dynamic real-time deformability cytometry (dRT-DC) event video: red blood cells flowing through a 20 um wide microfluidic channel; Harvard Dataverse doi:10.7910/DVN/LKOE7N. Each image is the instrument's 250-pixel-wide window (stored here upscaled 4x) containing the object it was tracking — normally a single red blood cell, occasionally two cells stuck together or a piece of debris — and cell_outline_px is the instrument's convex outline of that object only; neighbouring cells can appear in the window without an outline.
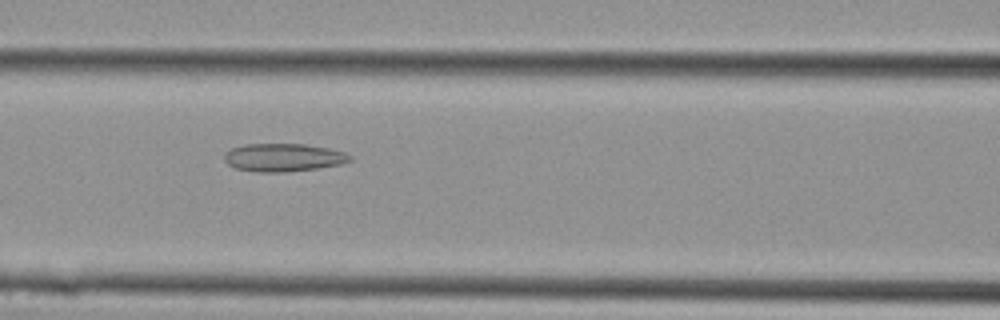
{"species": "Egyptian fruit bat (a non-hibernating species)", "species_latin": "Rousettus aegyptiacus", "temperature_condition": "cold", "stored_images_in_passage": 17, "camera_frame_rate_fps": 3000, "um_per_image_px": 0.085, "animal": {"sex": "female"}, "frame": {"image": 1, "passage_image": 5, "time_ms": 1.333, "image_size_px": [1000, 320], "cell_outline_px": [[352, 160], [340, 164], [316, 168], [284, 172], [256, 172], [236, 168], [228, 164], [224, 160], [224, 152], [232, 148], [244, 144], [304, 144], [328, 148], [344, 152], [352, 156]], "centroid_in_image_um": [24.06, 13.38], "position_along_channel_um": 142.5, "area_um2": 20.46}}
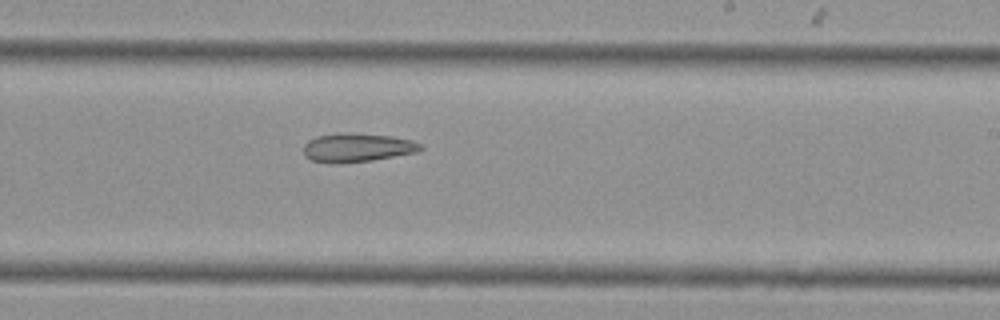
{"frame": {"image": 2, "passage_image": 10, "time_ms": 3.0, "image_size_px": [1000, 320], "cell_outline_px": [[424, 148], [416, 152], [372, 160], [312, 160], [304, 156], [304, 144], [308, 140], [316, 136], [340, 132], [352, 132], [392, 136], [412, 140], [420, 144]], "centroid_in_image_um": [30.4, 12.47], "position_along_channel_um": 258.6, "area_um2": 18.9}}
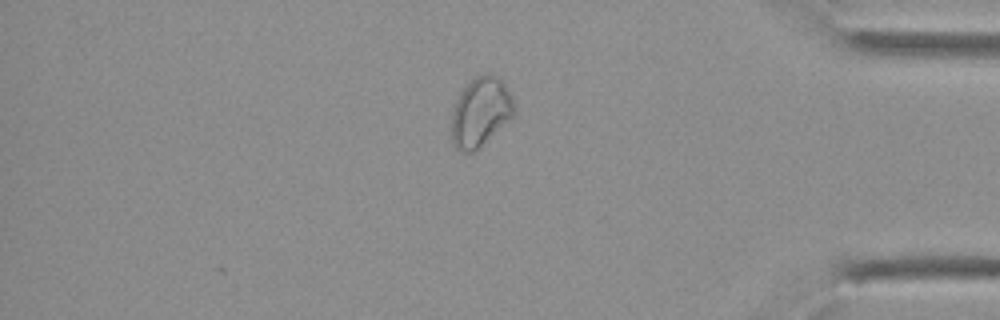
{"frame": {"image": 3, "passage_image": 17, "time_ms": 5.333, "image_size_px": [1000, 320], "cell_outline_px": [[516, 116], [472, 152], [460, 152], [452, 144], [452, 112], [456, 100], [464, 88], [476, 76], [484, 72], [492, 72], [508, 88], [516, 112]], "centroid_in_image_um": [40.87, 9.51], "position_along_channel_um": 394.3, "area_um2": 25.26}}